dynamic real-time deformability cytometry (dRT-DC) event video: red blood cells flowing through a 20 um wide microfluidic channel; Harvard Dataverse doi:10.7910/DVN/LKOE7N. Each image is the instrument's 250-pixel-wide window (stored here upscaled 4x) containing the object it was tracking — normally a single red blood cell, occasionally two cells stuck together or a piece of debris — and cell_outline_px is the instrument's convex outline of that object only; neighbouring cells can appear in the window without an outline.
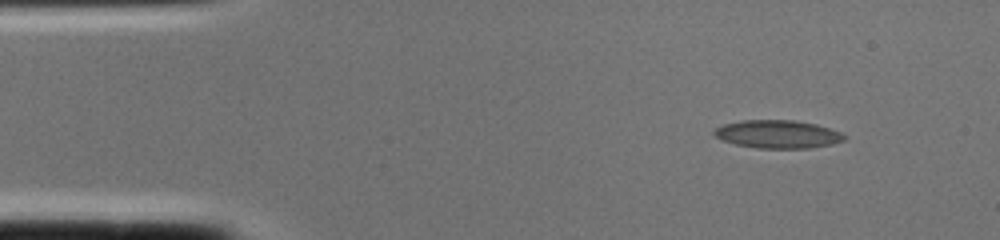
{"species": "common noctule bat (a hibernating species)", "species_latin": "Nyctalus noctula", "temperature_condition": "cold", "stored_images_in_passage": 2, "camera_frame_rate_fps": 3000, "um_per_image_px": 0.085, "animal": {"sex": "female", "body_mass_g": 22.0, "forearm_length_mm": 56.7}, "frame": {"image": 1, "passage_image": 2, "time_ms": 0.333, "image_size_px": [1000, 240], "cell_outline_px": [[848, 136], [844, 140], [832, 144], [808, 148], [756, 148], [736, 144], [724, 140], [716, 136], [712, 132], [716, 128], [724, 124], [744, 120], [796, 120], [816, 124], [840, 132]], "centroid_in_image_um": [66.13, 11.4], "position_along_channel_um": 18.9, "area_um2": 21.15}}